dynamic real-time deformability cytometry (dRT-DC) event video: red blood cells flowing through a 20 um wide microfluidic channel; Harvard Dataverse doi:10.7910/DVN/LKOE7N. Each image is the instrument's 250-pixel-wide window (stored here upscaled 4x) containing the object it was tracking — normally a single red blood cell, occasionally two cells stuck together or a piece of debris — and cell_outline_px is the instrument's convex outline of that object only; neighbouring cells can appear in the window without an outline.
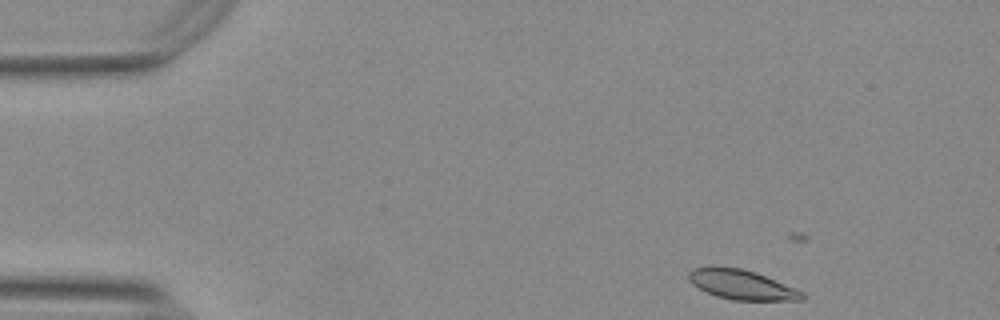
{"species": "Egyptian fruit bat (a non-hibernating species)", "species_latin": "Rousettus aegyptiacus", "temperature_condition": "warm", "stored_images_in_passage": 10, "camera_frame_rate_fps": 3000, "um_per_image_px": 0.085, "animal": {"sex": "female"}, "frame": {"image": 1, "passage_image": 1, "time_ms": 0.0, "image_size_px": [1000, 320], "cell_outline_px": [[804, 300], [732, 300], [716, 296], [692, 284], [688, 280], [688, 272], [692, 268], [712, 264], [740, 268], [756, 272], [804, 292]], "centroid_in_image_um": [62.98, 24.16], "position_along_channel_um": 22.0, "area_um2": 19.88}}